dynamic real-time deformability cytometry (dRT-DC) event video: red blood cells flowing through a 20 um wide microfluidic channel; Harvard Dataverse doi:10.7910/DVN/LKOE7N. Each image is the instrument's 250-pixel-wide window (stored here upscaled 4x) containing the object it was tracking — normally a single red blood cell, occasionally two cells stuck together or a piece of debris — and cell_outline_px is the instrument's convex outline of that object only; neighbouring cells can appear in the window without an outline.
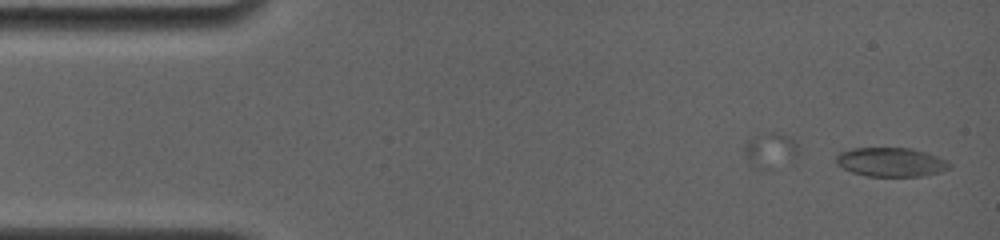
{"species": "common noctule bat (a hibernating species)", "species_latin": "Nyctalus noctula", "temperature_condition": "room temperature", "stored_images_in_passage": 4, "camera_frame_rate_fps": 4000, "um_per_image_px": 0.085, "animal": {"sex": "female", "body_mass_g": 19.0, "forearm_length_mm": 56.7}, "frame": {"image": 1, "passage_image": 4, "time_ms": 1.25, "image_size_px": [1000, 240], "cell_outline_px": [[952, 164], [948, 168], [940, 172], [920, 176], [868, 176], [852, 172], [836, 164], [836, 156], [840, 152], [852, 148], [912, 148], [936, 156]], "centroid_in_image_um": [75.7, 13.77], "position_along_channel_um": 9.3, "area_um2": 18.96}}